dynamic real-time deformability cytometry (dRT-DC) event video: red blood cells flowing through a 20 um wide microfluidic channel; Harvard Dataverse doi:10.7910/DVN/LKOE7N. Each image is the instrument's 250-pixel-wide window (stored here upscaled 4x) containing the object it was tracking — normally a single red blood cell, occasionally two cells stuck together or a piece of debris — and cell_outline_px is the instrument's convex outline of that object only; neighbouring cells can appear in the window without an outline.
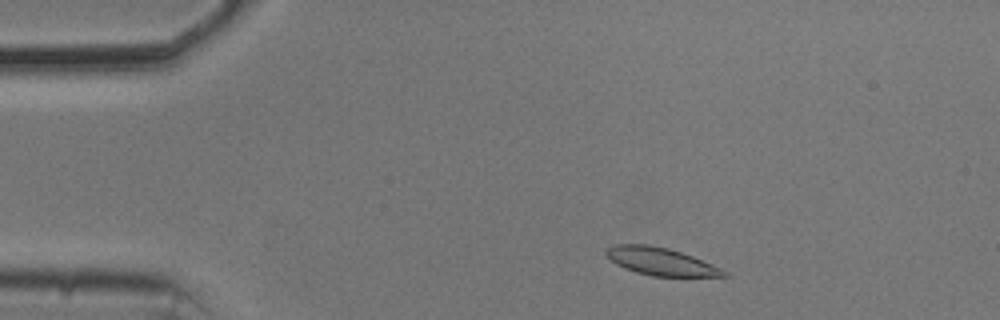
{"species": "common noctule bat (a hibernating species)", "species_latin": "Nyctalus noctula", "temperature_condition": "cold", "stored_images_in_passage": 49, "camera_frame_rate_fps": 3000, "um_per_image_px": 0.085, "animal": {"sex": "male", "body_mass_g": 20.5, "forearm_length_mm": 52.5}, "frame": {"image": 1, "passage_image": 4, "time_ms": 1.0, "image_size_px": [1000, 320], "cell_outline_px": [[732, 276], [652, 276], [636, 272], [624, 268], [616, 264], [604, 252], [612, 244], [648, 244], [668, 248], [692, 256], [720, 268], [728, 272]], "centroid_in_image_um": [56.15, 22.22], "position_along_channel_um": 28.9, "area_um2": 18.79}}
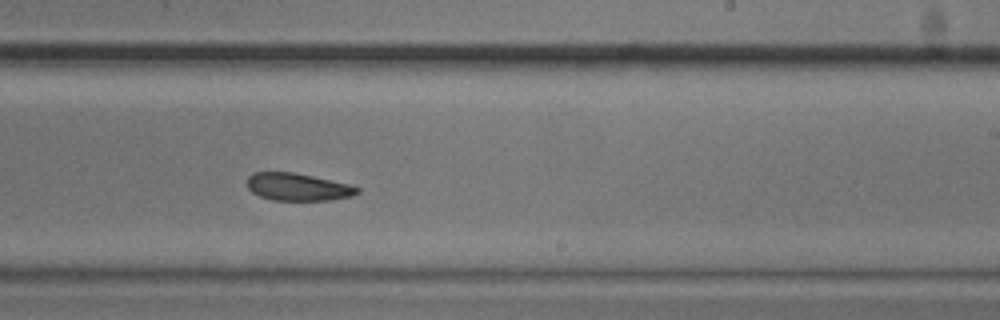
{"frame": {"image": 2, "passage_image": 28, "time_ms": 9.0, "image_size_px": [1000, 320], "cell_outline_px": [[360, 192], [352, 196], [332, 200], [272, 200], [260, 196], [252, 192], [248, 188], [248, 176], [252, 172], [292, 172], [312, 176], [348, 184], [360, 188]], "centroid_in_image_um": [25.31, 15.89], "position_along_channel_um": 263.7, "area_um2": 17.57}}
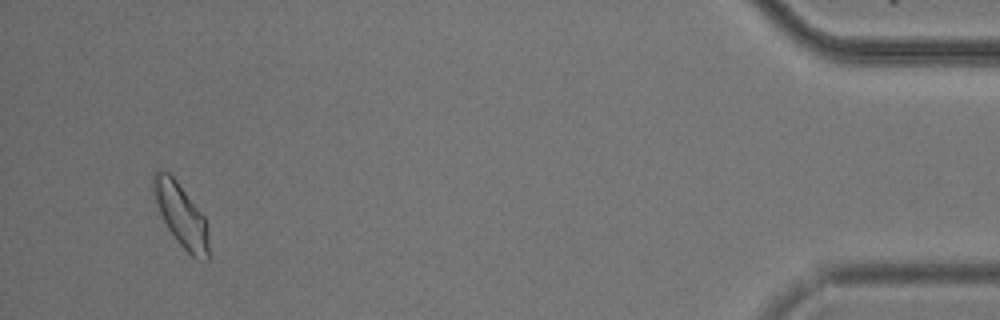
{"frame": {"image": 3, "passage_image": 47, "time_ms": 15.333, "image_size_px": [1000, 320], "cell_outline_px": [[208, 260], [196, 260], [176, 240], [168, 228], [156, 204], [152, 188], [152, 176], [156, 168], [168, 172], [176, 180], [204, 216], [208, 236]], "centroid_in_image_um": [15.37, 18.26], "position_along_channel_um": 419.8, "area_um2": 20.11}, "authors_computed_cell_mechanics": {"area_um2": 19.1318, "velocity_mm_per_s": 3.6509, "shape_relaxation_time_tau1_ms": 3.5698, "shape_relaxation_time_tau2_ms": 3.4279, "deformation_change_tau1": 0.0978, "deformation_change_tau2": 0.0854}}